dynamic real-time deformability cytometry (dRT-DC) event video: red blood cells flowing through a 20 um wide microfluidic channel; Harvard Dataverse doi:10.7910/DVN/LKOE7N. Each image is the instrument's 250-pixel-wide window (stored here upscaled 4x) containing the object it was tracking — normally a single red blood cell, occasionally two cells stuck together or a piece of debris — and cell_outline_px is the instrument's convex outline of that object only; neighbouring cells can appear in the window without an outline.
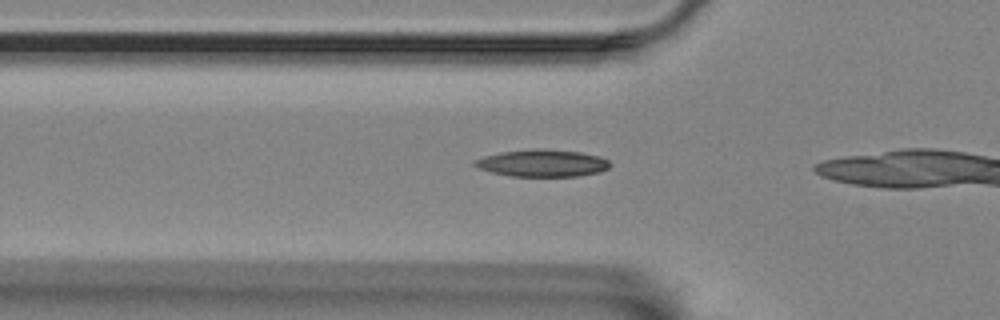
{"species": "Egyptian fruit bat (a non-hibernating species)", "species_latin": "Rousettus aegyptiacus", "temperature_condition": "room temperature", "stored_images_in_passage": 8, "camera_frame_rate_fps": 3000, "um_per_image_px": 0.085, "animal": {"sex": "female"}, "frame": {"image": 1, "passage_image": 2, "time_ms": 0.333, "image_size_px": [1000, 320], "cell_outline_px": [[612, 164], [608, 168], [600, 172], [580, 176], [508, 176], [492, 172], [480, 168], [472, 164], [472, 160], [484, 156], [500, 152], [536, 148], [544, 148], [580, 152], [600, 156], [608, 160]], "centroid_in_image_um": [46.11, 13.86], "position_along_channel_um": 79.7, "area_um2": 21.62}}
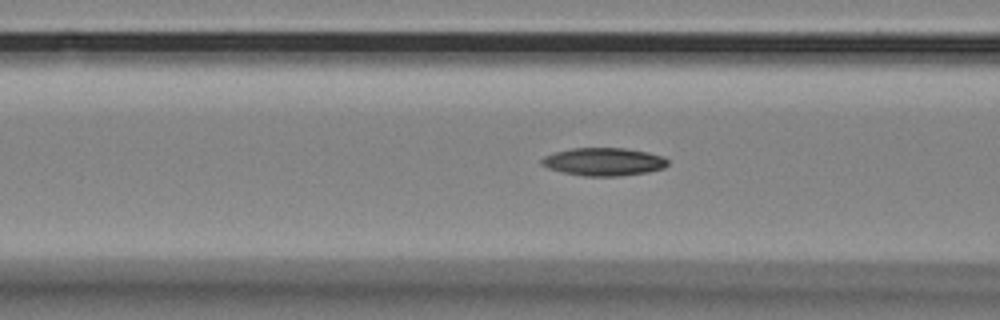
{"frame": {"image": 2, "passage_image": 5, "time_ms": 1.333, "image_size_px": [1000, 320], "cell_outline_px": [[668, 164], [664, 168], [648, 172], [620, 176], [584, 176], [564, 172], [548, 168], [540, 164], [540, 160], [544, 156], [556, 152], [572, 148], [624, 148], [648, 152], [664, 156], [668, 160]], "centroid_in_image_um": [51.34, 13.75], "position_along_channel_um": 115.3, "area_um2": 20.58}}